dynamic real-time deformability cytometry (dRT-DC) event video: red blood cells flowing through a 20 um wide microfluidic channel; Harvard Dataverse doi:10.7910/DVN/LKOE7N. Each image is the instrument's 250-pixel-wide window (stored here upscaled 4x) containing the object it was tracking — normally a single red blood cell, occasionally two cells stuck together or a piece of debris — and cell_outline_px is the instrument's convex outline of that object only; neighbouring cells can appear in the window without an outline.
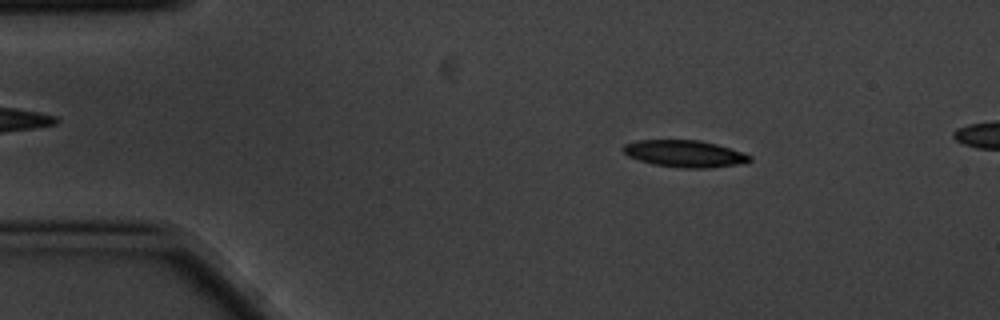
{"species": "common noctule bat (a hibernating species)", "species_latin": "Nyctalus noctula", "temperature_condition": "cold", "stored_images_in_passage": 3, "segment_of_instrument_passage": [1, 2], "camera_frame_rate_fps": 3000, "um_per_image_px": 0.085, "animal": {"sex": "male", "body_mass_g": 20.1, "forearm_length_mm": 53.5}, "frame": {"image": 1, "passage_image": 1, "time_ms": 0.0, "image_size_px": [1000, 320], "cell_outline_px": [[752, 160], [744, 164], [708, 168], [680, 168], [652, 164], [628, 156], [620, 148], [624, 144], [636, 140], [700, 140], [716, 144], [752, 156]], "centroid_in_image_um": [58.18, 13.07], "position_along_channel_um": 26.8, "area_um2": 19.94}}